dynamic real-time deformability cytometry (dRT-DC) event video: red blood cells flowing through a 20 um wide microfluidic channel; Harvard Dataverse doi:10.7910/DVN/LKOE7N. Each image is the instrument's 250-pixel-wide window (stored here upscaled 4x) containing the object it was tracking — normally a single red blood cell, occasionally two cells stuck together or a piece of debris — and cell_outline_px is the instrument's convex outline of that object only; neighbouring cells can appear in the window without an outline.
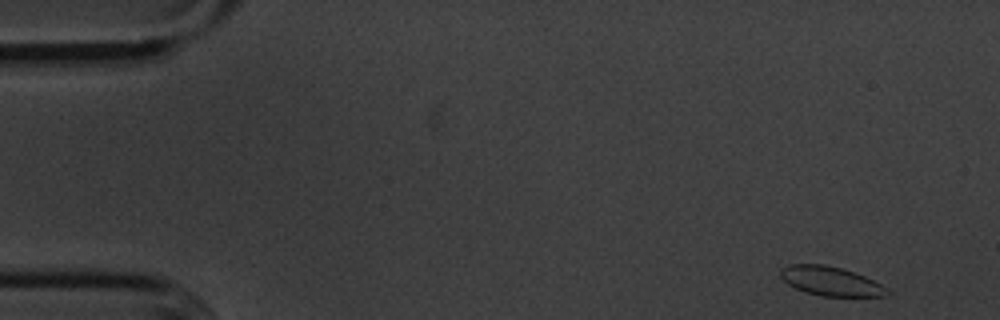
{"species": "common noctule bat (a hibernating species)", "species_latin": "Nyctalus noctula", "temperature_condition": "cold", "stored_images_in_passage": 53, "camera_frame_rate_fps": 3000, "um_per_image_px": 0.085, "animal": {"sex": "male", "body_mass_g": 20.1, "forearm_length_mm": 53.5}, "frame": {"image": 1, "passage_image": 1, "time_ms": 0.0, "image_size_px": [1000, 320], "cell_outline_px": [[892, 292], [884, 296], [820, 296], [796, 288], [788, 284], [780, 276], [780, 268], [788, 264], [824, 264], [840, 268], [864, 276], [880, 284]], "centroid_in_image_um": [70.58, 23.89], "position_along_channel_um": 14.4, "area_um2": 17.92}}
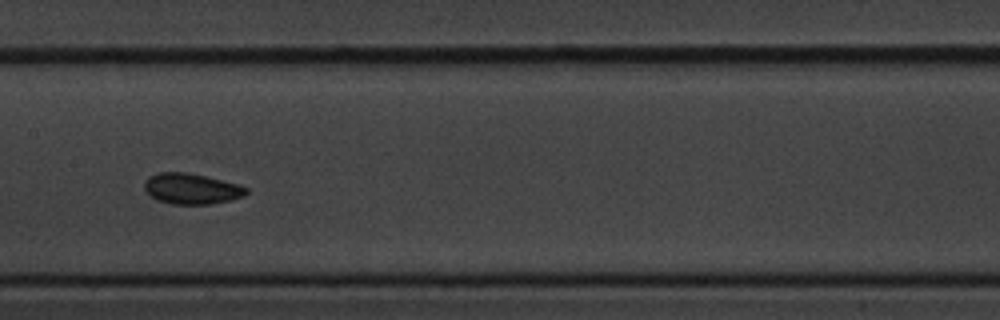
{"frame": {"image": 2, "passage_image": 25, "time_ms": 8.0, "image_size_px": [1000, 320], "cell_outline_px": [[248, 192], [244, 196], [228, 200], [208, 204], [172, 204], [156, 200], [144, 188], [144, 180], [148, 176], [156, 172], [188, 172], [236, 184], [248, 188]], "centroid_in_image_um": [16.22, 16.03], "position_along_channel_um": 191.2, "area_um2": 18.09}}
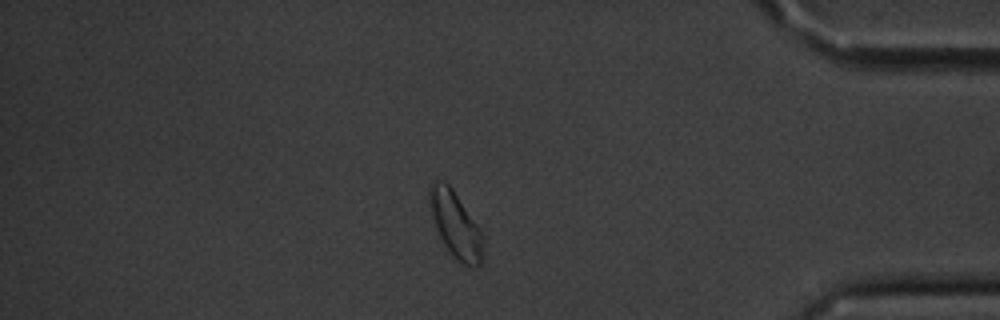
{"frame": {"image": 3, "passage_image": 45, "time_ms": 14.667, "image_size_px": [1000, 320], "cell_outline_px": [[484, 256], [480, 264], [476, 268], [472, 268], [456, 260], [440, 240], [432, 216], [428, 200], [428, 188], [432, 180], [444, 180], [452, 188], [480, 232]], "centroid_in_image_um": [38.66, 19.11], "position_along_channel_um": 396.5, "area_um2": 20.46}, "authors_computed_cell_mechanics": {"area_um2": 18.1492, "velocity_mm_per_s": 3.5525, "shape_relaxation_time_tau1_ms": 1.2641, "shape_relaxation_time_tau2_ms": 1.1772, "deformation_change_tau1": 0.0494, "deformation_change_tau2": 0.063}}